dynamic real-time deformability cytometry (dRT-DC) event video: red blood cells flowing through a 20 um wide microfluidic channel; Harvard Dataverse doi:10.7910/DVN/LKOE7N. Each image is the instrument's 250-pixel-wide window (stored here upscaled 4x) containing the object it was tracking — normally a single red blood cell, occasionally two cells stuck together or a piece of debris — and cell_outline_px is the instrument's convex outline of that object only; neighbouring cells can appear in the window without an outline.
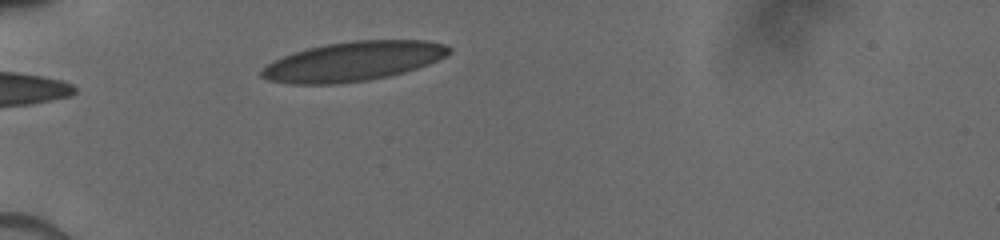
{"species": "human", "species_latin": "Homo sapiens", "temperature_condition": "cold", "stored_images_in_passage": 2, "camera_frame_rate_fps": 3000, "um_per_image_px": 0.085, "donor": {"sex": "male"}, "frame": {"image": 1, "passage_image": 2, "time_ms": 1.333, "image_size_px": [1000, 240], "cell_outline_px": [[452, 52], [428, 64], [404, 72], [388, 76], [368, 80], [336, 84], [292, 84], [268, 80], [260, 76], [260, 68], [272, 60], [308, 48], [328, 44], [352, 40], [424, 40], [444, 44], [452, 48]], "centroid_in_image_um": [29.99, 5.22], "position_along_channel_um": 55.0, "area_um2": 43.0}}